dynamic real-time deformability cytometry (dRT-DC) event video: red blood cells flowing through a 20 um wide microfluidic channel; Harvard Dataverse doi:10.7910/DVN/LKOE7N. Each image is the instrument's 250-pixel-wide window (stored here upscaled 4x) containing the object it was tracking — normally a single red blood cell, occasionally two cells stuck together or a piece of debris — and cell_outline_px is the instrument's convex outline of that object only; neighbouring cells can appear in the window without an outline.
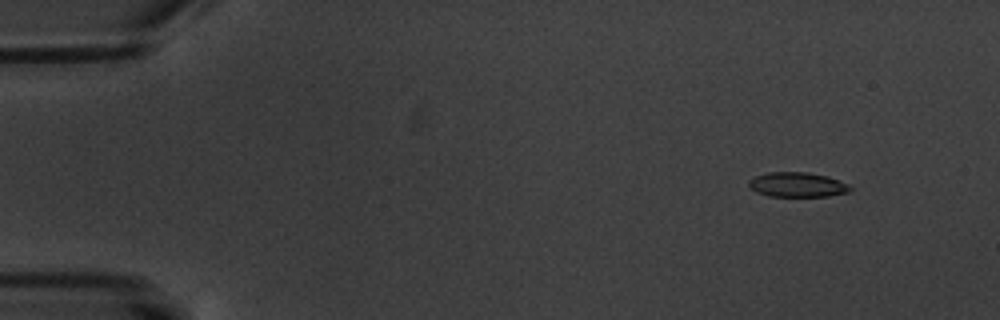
{"species": "common noctule bat (a hibernating species)", "species_latin": "Nyctalus noctula", "temperature_condition": "warm", "stored_images_in_passage": 6, "camera_frame_rate_fps": 3000, "um_per_image_px": 0.085, "animal": {"sex": "male", "body_mass_g": 20.1, "forearm_length_mm": 53.5}, "frame": {"image": 1, "passage_image": 2, "time_ms": 1.333, "image_size_px": [1000, 320], "cell_outline_px": [[852, 188], [848, 192], [828, 196], [768, 196], [756, 192], [748, 184], [748, 180], [756, 176], [768, 172], [808, 172], [824, 176], [848, 184]], "centroid_in_image_um": [67.74, 15.7], "position_along_channel_um": 17.3, "area_um2": 14.39}}
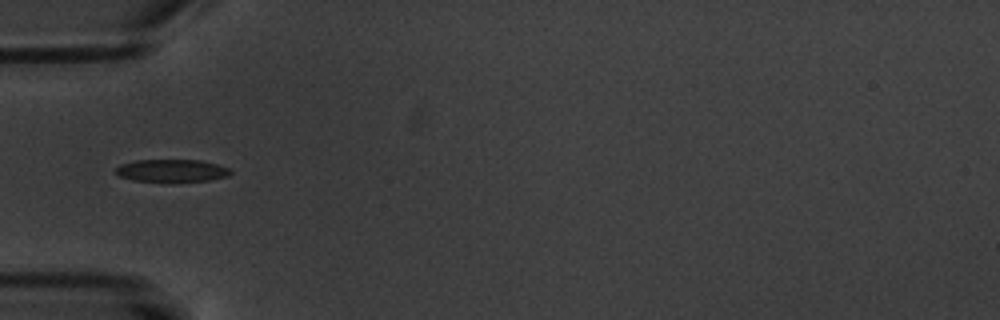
{"frame": {"image": 2, "passage_image": 6, "time_ms": 6.0, "image_size_px": [1000, 320], "cell_outline_px": [[232, 172], [228, 176], [208, 180], [172, 184], [168, 184], [132, 180], [120, 176], [116, 172], [116, 168], [120, 164], [136, 160], [200, 160], [216, 164], [228, 168]], "centroid_in_image_um": [14.58, 14.54], "position_along_channel_um": 70.4, "area_um2": 15.66}}